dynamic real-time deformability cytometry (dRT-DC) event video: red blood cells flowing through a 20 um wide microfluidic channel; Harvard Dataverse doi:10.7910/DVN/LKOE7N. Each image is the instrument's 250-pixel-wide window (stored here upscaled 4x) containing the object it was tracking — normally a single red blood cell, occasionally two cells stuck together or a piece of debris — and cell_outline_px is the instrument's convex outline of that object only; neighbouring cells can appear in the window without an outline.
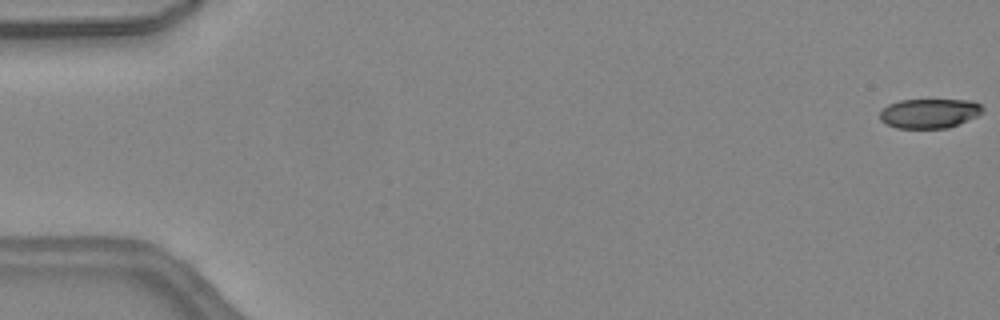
{"species": "common noctule bat (a hibernating species)", "species_latin": "Nyctalus noctula", "temperature_condition": "warm", "stored_images_in_passage": 46, "camera_frame_rate_fps": 3000, "um_per_image_px": 0.085, "animal": {"sex": "female", "body_mass_g": 24.6, "forearm_length_mm": 56.2}, "frame": {"image": 1, "passage_image": 1, "time_ms": 0.0, "image_size_px": [1000, 320], "cell_outline_px": [[984, 112], [976, 116], [948, 128], [896, 128], [880, 120], [880, 112], [888, 104], [900, 100], [972, 100], [980, 104], [984, 108]], "centroid_in_image_um": [79.01, 9.63], "position_along_channel_um": 6.0, "area_um2": 17.63}}
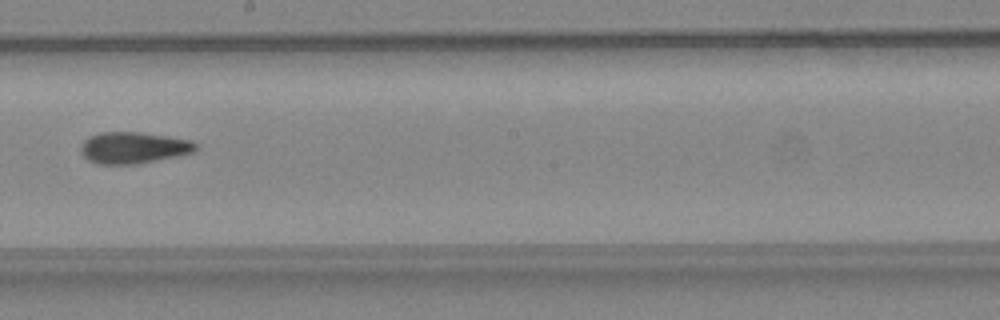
{"frame": {"image": 2, "passage_image": 27, "time_ms": 8.667, "image_size_px": [1000, 320], "cell_outline_px": [[200, 148], [196, 152], [136, 164], [96, 164], [88, 160], [80, 152], [80, 148], [84, 140], [88, 136], [100, 132], [140, 132], [168, 136], [192, 140]], "centroid_in_image_um": [11.35, 12.55], "position_along_channel_um": 236.8, "area_um2": 21.33}}
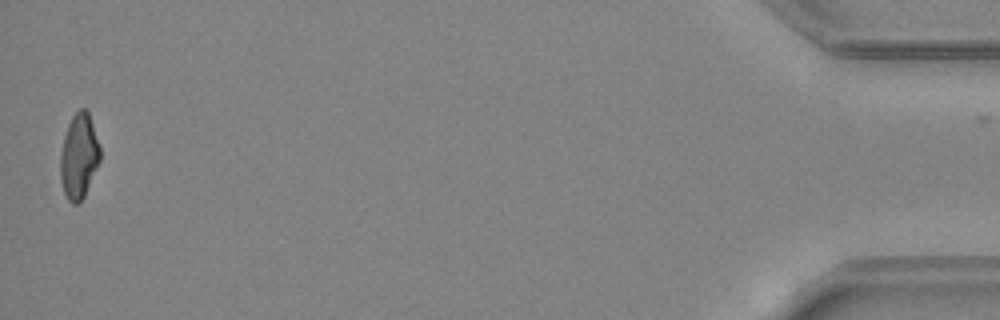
{"frame": {"image": 3, "passage_image": 46, "time_ms": 15.0, "image_size_px": [1000, 320], "cell_outline_px": [[100, 160], [84, 196], [76, 204], [72, 204], [68, 200], [64, 192], [60, 180], [60, 156], [64, 136], [68, 124], [72, 116], [80, 108], [84, 108], [88, 112], [100, 148]], "centroid_in_image_um": [6.69, 13.29], "position_along_channel_um": 428.5, "area_um2": 19.42}, "authors_computed_cell_mechanics": {"area_um2": 20.5479, "velocity_mm_per_s": 4.5376, "shape_relaxation_time_tau1_ms": null, "shape_relaxation_time_tau2_ms": 2.825, "deformation_change_tau1": null, "deformation_change_tau2": 0.1015}}